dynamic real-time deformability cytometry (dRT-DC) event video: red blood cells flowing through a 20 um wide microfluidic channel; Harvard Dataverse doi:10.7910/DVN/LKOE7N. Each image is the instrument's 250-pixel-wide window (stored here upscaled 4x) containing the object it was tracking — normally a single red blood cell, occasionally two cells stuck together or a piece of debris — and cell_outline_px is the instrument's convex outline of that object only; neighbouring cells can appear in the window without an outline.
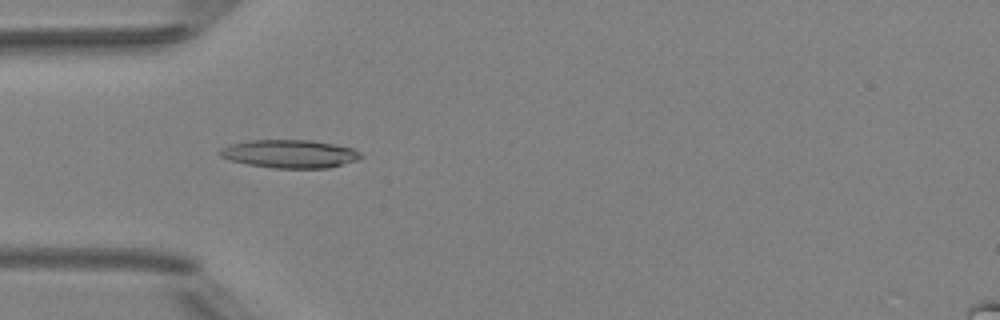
{"species": "Egyptian fruit bat (a non-hibernating species)", "species_latin": "Rousettus aegyptiacus", "temperature_condition": "room temperature", "stored_images_in_passage": 6, "camera_frame_rate_fps": 3000, "um_per_image_px": 0.085, "animal": {"sex": "female"}, "frame": {"image": 1, "passage_image": 5, "time_ms": 4.667, "image_size_px": [1000, 320], "cell_outline_px": [[364, 156], [360, 160], [328, 168], [272, 168], [248, 164], [228, 160], [220, 156], [220, 148], [232, 144], [252, 140], [312, 140], [352, 148], [360, 152]], "centroid_in_image_um": [24.66, 13.08], "position_along_channel_um": 60.3, "area_um2": 23.18}}
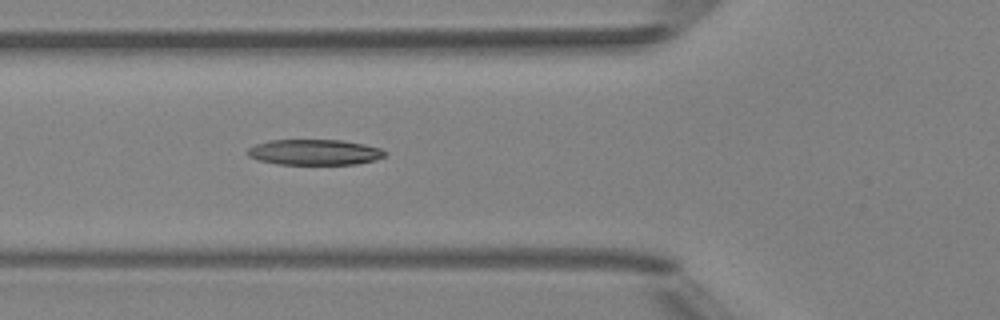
{"frame": {"image": 2, "passage_image": 6, "time_ms": 5.667, "image_size_px": [1000, 320], "cell_outline_px": [[388, 152], [384, 156], [372, 160], [356, 164], [276, 164], [260, 160], [248, 156], [248, 148], [256, 144], [268, 140], [344, 140], [364, 144], [380, 148]], "centroid_in_image_um": [26.73, 12.93], "position_along_channel_um": 99.1, "area_um2": 20.4}}